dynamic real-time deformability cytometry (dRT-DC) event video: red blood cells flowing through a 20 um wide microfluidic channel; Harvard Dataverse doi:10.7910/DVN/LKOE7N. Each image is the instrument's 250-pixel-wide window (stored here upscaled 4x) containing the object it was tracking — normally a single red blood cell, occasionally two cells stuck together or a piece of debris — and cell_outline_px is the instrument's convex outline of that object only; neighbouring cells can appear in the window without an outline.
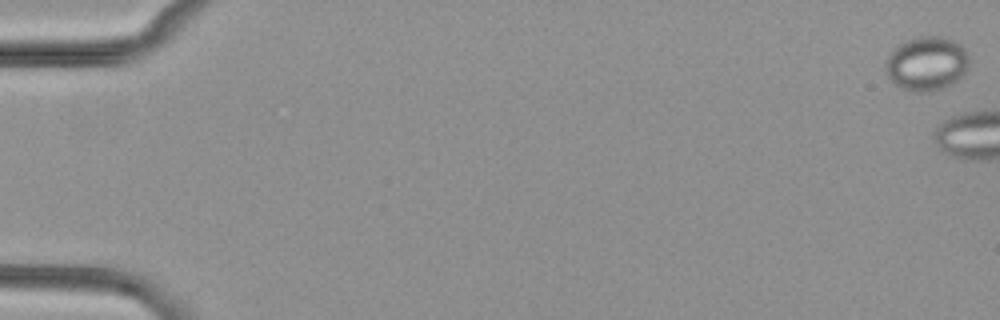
{"species": "common noctule bat (a hibernating species)", "species_latin": "Nyctalus noctula", "temperature_condition": "cold", "stored_images_in_passage": 7, "camera_frame_rate_fps": 3000, "um_per_image_px": 0.085, "animal": {"sex": "female", "body_mass_g": 29.2, "forearm_length_mm": 56.3}, "frame": {"image": 1, "passage_image": 1, "time_ms": 0.0, "image_size_px": [1000, 320], "cell_outline_px": [[968, 68], [964, 76], [952, 84], [944, 88], [932, 92], [912, 92], [896, 84], [888, 76], [884, 68], [884, 64], [888, 52], [900, 44], [908, 40], [920, 36], [944, 36], [960, 44], [968, 52]], "centroid_in_image_um": [78.78, 5.41], "position_along_channel_um": 6.2, "area_um2": 26.76}}